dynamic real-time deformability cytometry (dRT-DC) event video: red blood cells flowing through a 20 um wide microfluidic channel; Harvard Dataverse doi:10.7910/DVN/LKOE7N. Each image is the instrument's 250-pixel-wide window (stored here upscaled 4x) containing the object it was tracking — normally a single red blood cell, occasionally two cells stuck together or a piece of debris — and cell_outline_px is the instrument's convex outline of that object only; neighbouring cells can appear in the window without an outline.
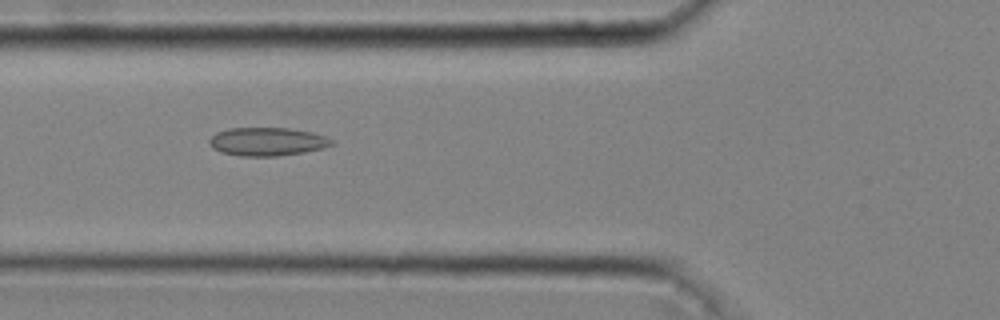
{"species": "common noctule bat (a hibernating species)", "species_latin": "Nyctalus noctula", "temperature_condition": "cold", "stored_images_in_passage": 44, "camera_frame_rate_fps": 3000, "um_per_image_px": 0.085, "animal": {"sex": "male", "body_mass_g": 20.4}, "frame": {"image": 1, "passage_image": 18, "time_ms": 5.667, "image_size_px": [1000, 320], "cell_outline_px": [[336, 144], [324, 148], [304, 152], [276, 156], [240, 156], [220, 152], [212, 148], [208, 144], [208, 140], [216, 132], [228, 128], [288, 128], [312, 132], [328, 136]], "centroid_in_image_um": [22.72, 12.04], "position_along_channel_um": 103.1, "area_um2": 20.46}}
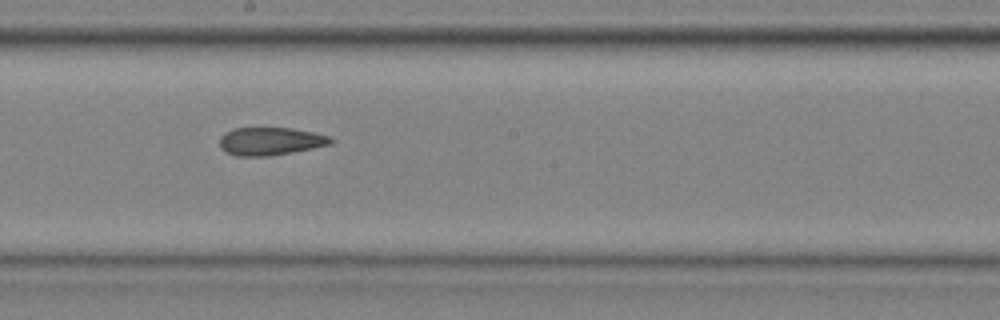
{"frame": {"image": 2, "passage_image": 27, "time_ms": 8.667, "image_size_px": [1000, 320], "cell_outline_px": [[336, 140], [332, 144], [292, 152], [268, 156], [236, 156], [224, 152], [220, 148], [220, 136], [224, 132], [232, 128], [292, 128], [332, 136]], "centroid_in_image_um": [22.98, 12.0], "position_along_channel_um": 225.2, "area_um2": 18.32}}
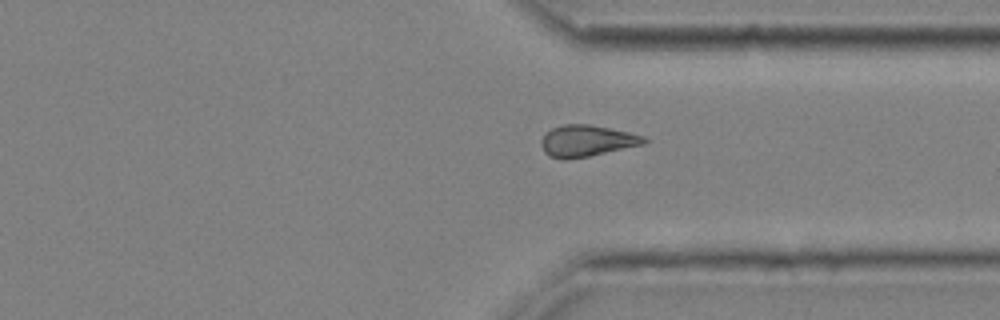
{"frame": {"image": 3, "passage_image": 37, "time_ms": 12.0, "image_size_px": [1000, 320], "cell_outline_px": [[648, 140], [644, 144], [588, 156], [568, 160], [564, 160], [548, 156], [544, 152], [540, 144], [540, 140], [552, 128], [564, 124], [588, 124], [628, 132], [644, 136]], "centroid_in_image_um": [49.84, 11.98], "position_along_channel_um": 361.6, "area_um2": 18.73}, "authors_computed_cell_mechanics": {"area_um2": 18.9006, "velocity_mm_per_s": 4.0682, "shape_relaxation_time_tau1_ms": null, "shape_relaxation_time_tau2_ms": 2.1745, "deformation_change_tau1": null, "deformation_change_tau2": 0.0776}}